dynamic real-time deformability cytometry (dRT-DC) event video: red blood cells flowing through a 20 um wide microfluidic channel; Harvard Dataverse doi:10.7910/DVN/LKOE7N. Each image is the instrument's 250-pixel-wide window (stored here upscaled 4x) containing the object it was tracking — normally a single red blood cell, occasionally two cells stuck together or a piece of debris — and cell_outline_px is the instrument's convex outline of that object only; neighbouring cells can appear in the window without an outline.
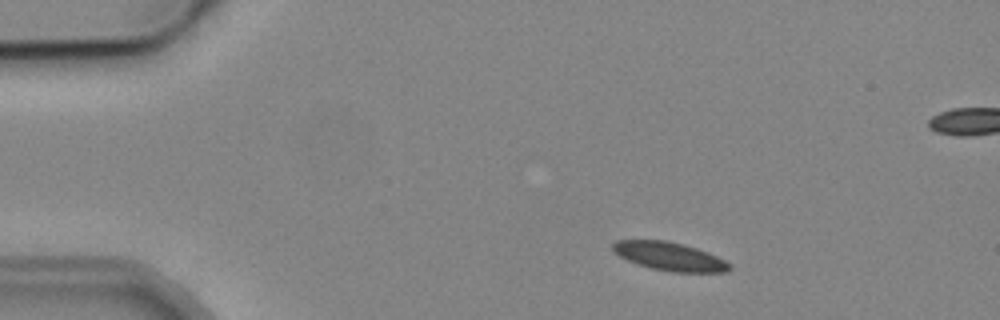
{"species": "common noctule bat (a hibernating species)", "species_latin": "Nyctalus noctula", "temperature_condition": "cold", "stored_images_in_passage": 3, "camera_frame_rate_fps": 3000, "um_per_image_px": 0.085, "animal": {"sex": "male", "body_mass_g": 19.2, "forearm_length_mm": 51.8}, "frame": {"image": 1, "passage_image": 1, "time_ms": 0.0, "image_size_px": [1000, 320], "cell_outline_px": [[732, 268], [724, 272], [672, 272], [652, 268], [628, 260], [612, 252], [612, 244], [616, 240], [668, 240], [684, 244], [708, 252], [732, 264]], "centroid_in_image_um": [56.92, 21.78], "position_along_channel_um": 28.1, "area_um2": 19.31}}